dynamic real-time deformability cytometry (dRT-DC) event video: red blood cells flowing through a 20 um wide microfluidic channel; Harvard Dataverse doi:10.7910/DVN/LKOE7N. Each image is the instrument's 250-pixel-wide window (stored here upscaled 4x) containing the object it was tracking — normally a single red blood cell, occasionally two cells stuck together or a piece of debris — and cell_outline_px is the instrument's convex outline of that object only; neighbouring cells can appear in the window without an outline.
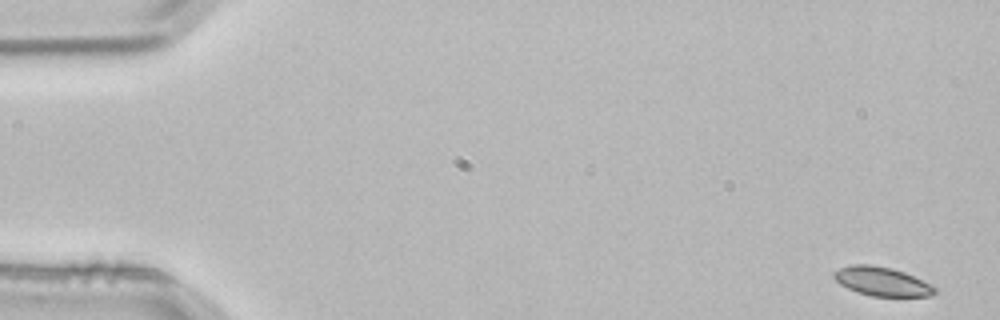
{"species": "common noctule bat (a hibernating species)", "species_latin": "Nyctalus noctula", "temperature_condition": "room temperature", "stored_images_in_passage": 4, "camera_frame_rate_fps": 3000, "um_per_image_px": 0.085, "animal": {"sex": "male", "body_mass_g": 21.5, "forearm_length_mm": 52.0}, "frame": {"image": 1, "passage_image": 1, "time_ms": 0.0, "image_size_px": [1000, 320], "cell_outline_px": [[936, 292], [932, 296], [872, 296], [856, 292], [840, 284], [832, 276], [832, 272], [840, 268], [852, 264], [868, 264], [892, 268], [904, 272], [936, 288]], "centroid_in_image_um": [74.91, 23.92], "position_along_channel_um": 10.1, "area_um2": 16.82}}
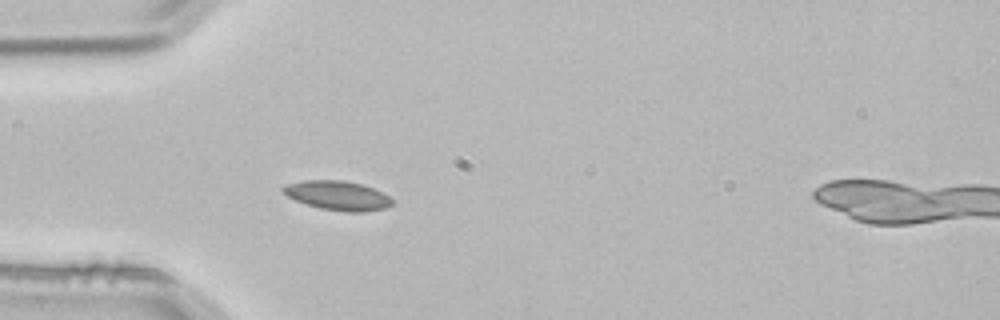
{"frame": {"image": 2, "passage_image": 4, "time_ms": 1.0, "image_size_px": [1000, 320], "cell_outline_px": [[392, 204], [384, 208], [364, 212], [344, 212], [320, 208], [296, 200], [280, 192], [280, 188], [288, 184], [304, 180], [344, 180], [364, 184], [388, 196], [392, 200]], "centroid_in_image_um": [28.67, 16.61], "position_along_channel_um": 56.3, "area_um2": 18.55}}